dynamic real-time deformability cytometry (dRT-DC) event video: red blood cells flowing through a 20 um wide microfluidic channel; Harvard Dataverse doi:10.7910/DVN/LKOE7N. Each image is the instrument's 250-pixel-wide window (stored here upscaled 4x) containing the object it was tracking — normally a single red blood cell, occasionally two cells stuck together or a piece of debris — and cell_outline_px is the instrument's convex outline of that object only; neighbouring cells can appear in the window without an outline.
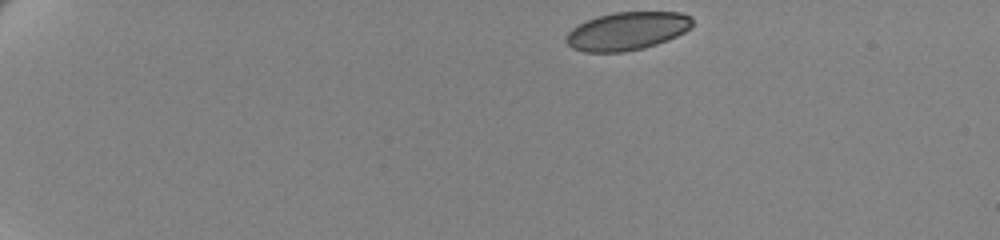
{"species": "human", "species_latin": "Homo sapiens", "temperature_condition": "cold", "stored_images_in_passage": 50, "camera_frame_rate_fps": 3000, "um_per_image_px": 0.085, "donor": {"sex": "female"}, "frame": {"image": 1, "passage_image": 1, "time_ms": 0.0, "image_size_px": [1000, 240], "cell_outline_px": [[692, 24], [684, 32], [668, 40], [644, 48], [624, 52], [584, 52], [572, 48], [564, 40], [568, 32], [572, 28], [584, 20], [596, 16], [612, 12], [680, 12], [692, 16]], "centroid_in_image_um": [53.26, 2.63], "position_along_channel_um": 31.7, "area_um2": 28.26}}
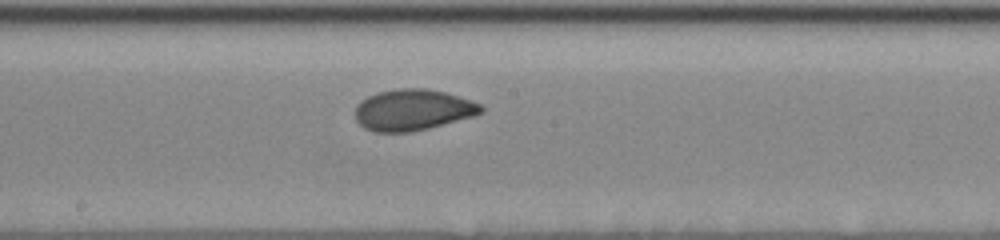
{"frame": {"image": 2, "passage_image": 26, "time_ms": 8.333, "image_size_px": [1000, 240], "cell_outline_px": [[484, 112], [472, 116], [428, 128], [408, 132], [376, 132], [364, 128], [356, 120], [356, 104], [360, 100], [376, 92], [396, 88], [424, 88], [444, 92], [472, 100], [480, 104], [484, 108]], "centroid_in_image_um": [35.06, 9.33], "position_along_channel_um": 213.1, "area_um2": 30.17}}
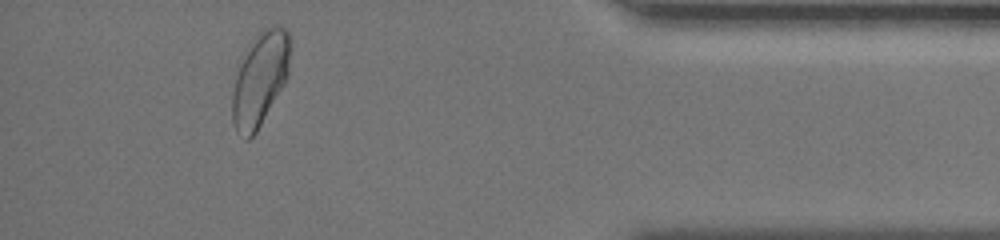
{"frame": {"image": 3, "passage_image": 46, "time_ms": 15.0, "image_size_px": [1000, 240], "cell_outline_px": [[288, 76], [284, 84], [256, 132], [248, 140], [244, 140], [236, 132], [232, 120], [232, 92], [236, 76], [244, 48], [264, 28], [284, 28], [288, 32]], "centroid_in_image_um": [22.04, 6.77], "position_along_channel_um": 413.2, "area_um2": 31.15}, "authors_computed_cell_mechanics": {"area_um2": 30.056, "velocity_mm_per_s": 3.4419, "shape_relaxation_time_tau1_ms": 3.9612, "shape_relaxation_time_tau2_ms": null, "deformation_change_tau1": 0.1134, "deformation_change_tau2": null}}